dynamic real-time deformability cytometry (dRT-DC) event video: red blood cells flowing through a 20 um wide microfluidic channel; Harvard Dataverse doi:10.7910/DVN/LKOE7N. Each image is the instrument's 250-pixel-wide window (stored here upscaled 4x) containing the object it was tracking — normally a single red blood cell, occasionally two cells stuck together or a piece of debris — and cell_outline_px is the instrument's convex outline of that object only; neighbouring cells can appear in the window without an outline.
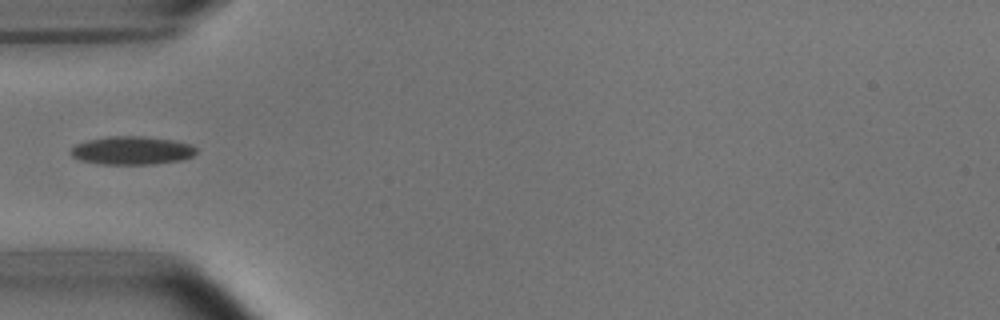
{"species": "common noctule bat (a hibernating species)", "species_latin": "Nyctalus noctula", "temperature_condition": "room temperature", "stored_images_in_passage": 2, "camera_frame_rate_fps": 3000, "um_per_image_px": 0.085, "animal": {"sex": "male", "body_mass_g": 15.6}, "frame": {"image": 1, "passage_image": 1, "time_ms": 0.0, "image_size_px": [1000, 320], "cell_outline_px": [[196, 152], [192, 156], [180, 160], [152, 164], [100, 164], [80, 160], [72, 156], [68, 152], [76, 144], [88, 140], [108, 136], [144, 136], [172, 140], [188, 144], [196, 148]], "centroid_in_image_um": [11.16, 12.79], "position_along_channel_um": 73.8, "area_um2": 20.58}}